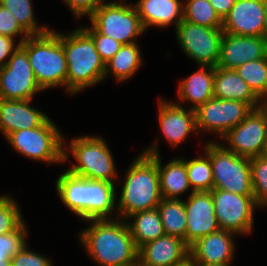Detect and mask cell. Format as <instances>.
<instances>
[{"mask_svg": "<svg viewBox=\"0 0 267 266\" xmlns=\"http://www.w3.org/2000/svg\"><path fill=\"white\" fill-rule=\"evenodd\" d=\"M159 123L163 136L173 147L185 141L192 131L198 132L195 110H185L175 102L159 100Z\"/></svg>", "mask_w": 267, "mask_h": 266, "instance_id": "20", "label": "cell"}, {"mask_svg": "<svg viewBox=\"0 0 267 266\" xmlns=\"http://www.w3.org/2000/svg\"><path fill=\"white\" fill-rule=\"evenodd\" d=\"M141 62L139 45L136 42L123 44L120 50L105 63L104 79L111 73L117 80L125 81L139 69Z\"/></svg>", "mask_w": 267, "mask_h": 266, "instance_id": "28", "label": "cell"}, {"mask_svg": "<svg viewBox=\"0 0 267 266\" xmlns=\"http://www.w3.org/2000/svg\"><path fill=\"white\" fill-rule=\"evenodd\" d=\"M128 218V220L134 218V221L132 223L128 221L127 225L137 249L142 245L165 235L157 208L134 213Z\"/></svg>", "mask_w": 267, "mask_h": 266, "instance_id": "26", "label": "cell"}, {"mask_svg": "<svg viewBox=\"0 0 267 266\" xmlns=\"http://www.w3.org/2000/svg\"><path fill=\"white\" fill-rule=\"evenodd\" d=\"M19 33L23 35L18 44H22L30 35L21 27L13 14L0 4V35L14 39Z\"/></svg>", "mask_w": 267, "mask_h": 266, "instance_id": "37", "label": "cell"}, {"mask_svg": "<svg viewBox=\"0 0 267 266\" xmlns=\"http://www.w3.org/2000/svg\"><path fill=\"white\" fill-rule=\"evenodd\" d=\"M175 266H195L194 261L189 257L183 263L175 265Z\"/></svg>", "mask_w": 267, "mask_h": 266, "instance_id": "43", "label": "cell"}, {"mask_svg": "<svg viewBox=\"0 0 267 266\" xmlns=\"http://www.w3.org/2000/svg\"><path fill=\"white\" fill-rule=\"evenodd\" d=\"M31 101L0 98V125L5 137L14 131L40 127L49 119L31 107Z\"/></svg>", "mask_w": 267, "mask_h": 266, "instance_id": "21", "label": "cell"}, {"mask_svg": "<svg viewBox=\"0 0 267 266\" xmlns=\"http://www.w3.org/2000/svg\"><path fill=\"white\" fill-rule=\"evenodd\" d=\"M56 189L64 205L82 219H112L109 215L117 206L115 183L89 180L67 170L58 177Z\"/></svg>", "mask_w": 267, "mask_h": 266, "instance_id": "2", "label": "cell"}, {"mask_svg": "<svg viewBox=\"0 0 267 266\" xmlns=\"http://www.w3.org/2000/svg\"><path fill=\"white\" fill-rule=\"evenodd\" d=\"M25 245L11 258V266H53L48 258L28 250Z\"/></svg>", "mask_w": 267, "mask_h": 266, "instance_id": "38", "label": "cell"}, {"mask_svg": "<svg viewBox=\"0 0 267 266\" xmlns=\"http://www.w3.org/2000/svg\"><path fill=\"white\" fill-rule=\"evenodd\" d=\"M31 3V0H0V4L13 14L29 35H40L48 32L50 29L47 26L37 25Z\"/></svg>", "mask_w": 267, "mask_h": 266, "instance_id": "32", "label": "cell"}, {"mask_svg": "<svg viewBox=\"0 0 267 266\" xmlns=\"http://www.w3.org/2000/svg\"><path fill=\"white\" fill-rule=\"evenodd\" d=\"M215 215L221 230L235 234H247L252 231L253 211L258 205L253 195H240L212 189Z\"/></svg>", "mask_w": 267, "mask_h": 266, "instance_id": "12", "label": "cell"}, {"mask_svg": "<svg viewBox=\"0 0 267 266\" xmlns=\"http://www.w3.org/2000/svg\"><path fill=\"white\" fill-rule=\"evenodd\" d=\"M223 34L222 28H210L187 21H182L176 27L179 45L199 66H217Z\"/></svg>", "mask_w": 267, "mask_h": 266, "instance_id": "10", "label": "cell"}, {"mask_svg": "<svg viewBox=\"0 0 267 266\" xmlns=\"http://www.w3.org/2000/svg\"><path fill=\"white\" fill-rule=\"evenodd\" d=\"M13 199L0 196V235L15 231L24 222L21 210Z\"/></svg>", "mask_w": 267, "mask_h": 266, "instance_id": "34", "label": "cell"}, {"mask_svg": "<svg viewBox=\"0 0 267 266\" xmlns=\"http://www.w3.org/2000/svg\"><path fill=\"white\" fill-rule=\"evenodd\" d=\"M40 91L27 52L19 46L7 64L0 67V98L32 100Z\"/></svg>", "mask_w": 267, "mask_h": 266, "instance_id": "13", "label": "cell"}, {"mask_svg": "<svg viewBox=\"0 0 267 266\" xmlns=\"http://www.w3.org/2000/svg\"><path fill=\"white\" fill-rule=\"evenodd\" d=\"M134 266H147L145 264H143L141 261L137 260L135 263H134Z\"/></svg>", "mask_w": 267, "mask_h": 266, "instance_id": "46", "label": "cell"}, {"mask_svg": "<svg viewBox=\"0 0 267 266\" xmlns=\"http://www.w3.org/2000/svg\"><path fill=\"white\" fill-rule=\"evenodd\" d=\"M233 232L218 230L189 246V257L196 263L230 265L234 256Z\"/></svg>", "mask_w": 267, "mask_h": 266, "instance_id": "18", "label": "cell"}, {"mask_svg": "<svg viewBox=\"0 0 267 266\" xmlns=\"http://www.w3.org/2000/svg\"><path fill=\"white\" fill-rule=\"evenodd\" d=\"M60 41L67 61L66 89L70 94L104 80L105 63L83 28L69 34L60 33Z\"/></svg>", "mask_w": 267, "mask_h": 266, "instance_id": "3", "label": "cell"}, {"mask_svg": "<svg viewBox=\"0 0 267 266\" xmlns=\"http://www.w3.org/2000/svg\"><path fill=\"white\" fill-rule=\"evenodd\" d=\"M91 225L80 232V242L101 266H125L138 260L127 220L90 219Z\"/></svg>", "mask_w": 267, "mask_h": 266, "instance_id": "1", "label": "cell"}, {"mask_svg": "<svg viewBox=\"0 0 267 266\" xmlns=\"http://www.w3.org/2000/svg\"><path fill=\"white\" fill-rule=\"evenodd\" d=\"M82 28L92 37L96 50L104 63L108 62L123 45L113 38L100 34L92 25L90 28Z\"/></svg>", "mask_w": 267, "mask_h": 266, "instance_id": "36", "label": "cell"}, {"mask_svg": "<svg viewBox=\"0 0 267 266\" xmlns=\"http://www.w3.org/2000/svg\"><path fill=\"white\" fill-rule=\"evenodd\" d=\"M223 139L227 148L238 156L253 158L262 156L267 147V102L252 109L246 118L230 129Z\"/></svg>", "mask_w": 267, "mask_h": 266, "instance_id": "11", "label": "cell"}, {"mask_svg": "<svg viewBox=\"0 0 267 266\" xmlns=\"http://www.w3.org/2000/svg\"><path fill=\"white\" fill-rule=\"evenodd\" d=\"M209 2L219 17L224 20L234 6L236 0H209Z\"/></svg>", "mask_w": 267, "mask_h": 266, "instance_id": "41", "label": "cell"}, {"mask_svg": "<svg viewBox=\"0 0 267 266\" xmlns=\"http://www.w3.org/2000/svg\"><path fill=\"white\" fill-rule=\"evenodd\" d=\"M15 40L8 36L0 35V67H3L7 64L5 58L12 56V54L17 50L20 44L14 46ZM15 47V48H14Z\"/></svg>", "mask_w": 267, "mask_h": 266, "instance_id": "40", "label": "cell"}, {"mask_svg": "<svg viewBox=\"0 0 267 266\" xmlns=\"http://www.w3.org/2000/svg\"><path fill=\"white\" fill-rule=\"evenodd\" d=\"M215 67L200 66V69L186 79L178 87L179 99L192 104L196 110L200 105L214 97Z\"/></svg>", "mask_w": 267, "mask_h": 266, "instance_id": "25", "label": "cell"}, {"mask_svg": "<svg viewBox=\"0 0 267 266\" xmlns=\"http://www.w3.org/2000/svg\"><path fill=\"white\" fill-rule=\"evenodd\" d=\"M262 156L265 157V158L267 159V147H266V149L264 150V153H263Z\"/></svg>", "mask_w": 267, "mask_h": 266, "instance_id": "47", "label": "cell"}, {"mask_svg": "<svg viewBox=\"0 0 267 266\" xmlns=\"http://www.w3.org/2000/svg\"><path fill=\"white\" fill-rule=\"evenodd\" d=\"M20 46L27 52L35 78L42 90L66 87L67 61L60 33L51 29L40 35H30Z\"/></svg>", "mask_w": 267, "mask_h": 266, "instance_id": "5", "label": "cell"}, {"mask_svg": "<svg viewBox=\"0 0 267 266\" xmlns=\"http://www.w3.org/2000/svg\"><path fill=\"white\" fill-rule=\"evenodd\" d=\"M235 71L263 102H267V56L246 62Z\"/></svg>", "mask_w": 267, "mask_h": 266, "instance_id": "29", "label": "cell"}, {"mask_svg": "<svg viewBox=\"0 0 267 266\" xmlns=\"http://www.w3.org/2000/svg\"><path fill=\"white\" fill-rule=\"evenodd\" d=\"M189 258V246L184 240L163 235L138 249V260L147 266H175Z\"/></svg>", "mask_w": 267, "mask_h": 266, "instance_id": "19", "label": "cell"}, {"mask_svg": "<svg viewBox=\"0 0 267 266\" xmlns=\"http://www.w3.org/2000/svg\"><path fill=\"white\" fill-rule=\"evenodd\" d=\"M252 109L248 103L242 101L213 97L195 110L197 131L211 130L224 137L230 129L240 124Z\"/></svg>", "mask_w": 267, "mask_h": 266, "instance_id": "14", "label": "cell"}, {"mask_svg": "<svg viewBox=\"0 0 267 266\" xmlns=\"http://www.w3.org/2000/svg\"><path fill=\"white\" fill-rule=\"evenodd\" d=\"M183 21L210 28H222L223 24L209 0H186L183 6Z\"/></svg>", "mask_w": 267, "mask_h": 266, "instance_id": "30", "label": "cell"}, {"mask_svg": "<svg viewBox=\"0 0 267 266\" xmlns=\"http://www.w3.org/2000/svg\"><path fill=\"white\" fill-rule=\"evenodd\" d=\"M267 56V40L264 37L238 36L224 33L217 67L233 69L246 62Z\"/></svg>", "mask_w": 267, "mask_h": 266, "instance_id": "17", "label": "cell"}, {"mask_svg": "<svg viewBox=\"0 0 267 266\" xmlns=\"http://www.w3.org/2000/svg\"><path fill=\"white\" fill-rule=\"evenodd\" d=\"M5 139L18 153L33 160L64 162L65 139L50 118L40 127L14 131Z\"/></svg>", "mask_w": 267, "mask_h": 266, "instance_id": "8", "label": "cell"}, {"mask_svg": "<svg viewBox=\"0 0 267 266\" xmlns=\"http://www.w3.org/2000/svg\"><path fill=\"white\" fill-rule=\"evenodd\" d=\"M264 38L267 40V8H266L265 18H264Z\"/></svg>", "mask_w": 267, "mask_h": 266, "instance_id": "44", "label": "cell"}, {"mask_svg": "<svg viewBox=\"0 0 267 266\" xmlns=\"http://www.w3.org/2000/svg\"><path fill=\"white\" fill-rule=\"evenodd\" d=\"M205 153L210 157L213 189L240 195H253L250 158L238 156L223 144L206 142Z\"/></svg>", "mask_w": 267, "mask_h": 266, "instance_id": "7", "label": "cell"}, {"mask_svg": "<svg viewBox=\"0 0 267 266\" xmlns=\"http://www.w3.org/2000/svg\"><path fill=\"white\" fill-rule=\"evenodd\" d=\"M143 153L149 155L157 163L162 198L178 199L180 194L191 187L184 159L171 160L162 167L160 153L155 144Z\"/></svg>", "mask_w": 267, "mask_h": 266, "instance_id": "22", "label": "cell"}, {"mask_svg": "<svg viewBox=\"0 0 267 266\" xmlns=\"http://www.w3.org/2000/svg\"><path fill=\"white\" fill-rule=\"evenodd\" d=\"M162 200L157 163L141 152L129 166L122 186L118 206L119 218L157 208Z\"/></svg>", "mask_w": 267, "mask_h": 266, "instance_id": "4", "label": "cell"}, {"mask_svg": "<svg viewBox=\"0 0 267 266\" xmlns=\"http://www.w3.org/2000/svg\"><path fill=\"white\" fill-rule=\"evenodd\" d=\"M205 156L195 158L189 161L184 160L191 192L211 191L213 189V172L210 157Z\"/></svg>", "mask_w": 267, "mask_h": 266, "instance_id": "31", "label": "cell"}, {"mask_svg": "<svg viewBox=\"0 0 267 266\" xmlns=\"http://www.w3.org/2000/svg\"><path fill=\"white\" fill-rule=\"evenodd\" d=\"M135 8L146 31L148 26L176 27L183 21V3L180 0H139Z\"/></svg>", "mask_w": 267, "mask_h": 266, "instance_id": "24", "label": "cell"}, {"mask_svg": "<svg viewBox=\"0 0 267 266\" xmlns=\"http://www.w3.org/2000/svg\"><path fill=\"white\" fill-rule=\"evenodd\" d=\"M253 196L258 207L267 206V159L263 156L250 158Z\"/></svg>", "mask_w": 267, "mask_h": 266, "instance_id": "33", "label": "cell"}, {"mask_svg": "<svg viewBox=\"0 0 267 266\" xmlns=\"http://www.w3.org/2000/svg\"><path fill=\"white\" fill-rule=\"evenodd\" d=\"M24 223L13 232L0 235V257H13L26 245L28 232Z\"/></svg>", "mask_w": 267, "mask_h": 266, "instance_id": "35", "label": "cell"}, {"mask_svg": "<svg viewBox=\"0 0 267 266\" xmlns=\"http://www.w3.org/2000/svg\"><path fill=\"white\" fill-rule=\"evenodd\" d=\"M187 215L186 244L220 230L210 191L191 192L184 200Z\"/></svg>", "mask_w": 267, "mask_h": 266, "instance_id": "15", "label": "cell"}, {"mask_svg": "<svg viewBox=\"0 0 267 266\" xmlns=\"http://www.w3.org/2000/svg\"><path fill=\"white\" fill-rule=\"evenodd\" d=\"M68 149H64V162L67 152L72 153L75 163L68 171L77 176L89 179L114 183L117 176L112 153L102 137L81 136L74 138Z\"/></svg>", "mask_w": 267, "mask_h": 266, "instance_id": "6", "label": "cell"}, {"mask_svg": "<svg viewBox=\"0 0 267 266\" xmlns=\"http://www.w3.org/2000/svg\"><path fill=\"white\" fill-rule=\"evenodd\" d=\"M77 18L83 15L90 16L94 10L104 3V0H64Z\"/></svg>", "mask_w": 267, "mask_h": 266, "instance_id": "39", "label": "cell"}, {"mask_svg": "<svg viewBox=\"0 0 267 266\" xmlns=\"http://www.w3.org/2000/svg\"><path fill=\"white\" fill-rule=\"evenodd\" d=\"M213 89L214 97L242 101L248 103L253 109L261 107L264 103L233 69L216 66Z\"/></svg>", "mask_w": 267, "mask_h": 266, "instance_id": "23", "label": "cell"}, {"mask_svg": "<svg viewBox=\"0 0 267 266\" xmlns=\"http://www.w3.org/2000/svg\"><path fill=\"white\" fill-rule=\"evenodd\" d=\"M266 8V0H236L223 20V32L238 36L264 37Z\"/></svg>", "mask_w": 267, "mask_h": 266, "instance_id": "16", "label": "cell"}, {"mask_svg": "<svg viewBox=\"0 0 267 266\" xmlns=\"http://www.w3.org/2000/svg\"><path fill=\"white\" fill-rule=\"evenodd\" d=\"M91 25L102 35L121 44L135 43L145 31L134 5L118 2L102 3L89 16Z\"/></svg>", "mask_w": 267, "mask_h": 266, "instance_id": "9", "label": "cell"}, {"mask_svg": "<svg viewBox=\"0 0 267 266\" xmlns=\"http://www.w3.org/2000/svg\"><path fill=\"white\" fill-rule=\"evenodd\" d=\"M166 235L178 237L186 243L187 215L184 200L162 198L157 206Z\"/></svg>", "mask_w": 267, "mask_h": 266, "instance_id": "27", "label": "cell"}, {"mask_svg": "<svg viewBox=\"0 0 267 266\" xmlns=\"http://www.w3.org/2000/svg\"><path fill=\"white\" fill-rule=\"evenodd\" d=\"M12 257H0V266H11Z\"/></svg>", "mask_w": 267, "mask_h": 266, "instance_id": "42", "label": "cell"}, {"mask_svg": "<svg viewBox=\"0 0 267 266\" xmlns=\"http://www.w3.org/2000/svg\"><path fill=\"white\" fill-rule=\"evenodd\" d=\"M195 266H230V265H217V264H202L194 262Z\"/></svg>", "mask_w": 267, "mask_h": 266, "instance_id": "45", "label": "cell"}]
</instances>
